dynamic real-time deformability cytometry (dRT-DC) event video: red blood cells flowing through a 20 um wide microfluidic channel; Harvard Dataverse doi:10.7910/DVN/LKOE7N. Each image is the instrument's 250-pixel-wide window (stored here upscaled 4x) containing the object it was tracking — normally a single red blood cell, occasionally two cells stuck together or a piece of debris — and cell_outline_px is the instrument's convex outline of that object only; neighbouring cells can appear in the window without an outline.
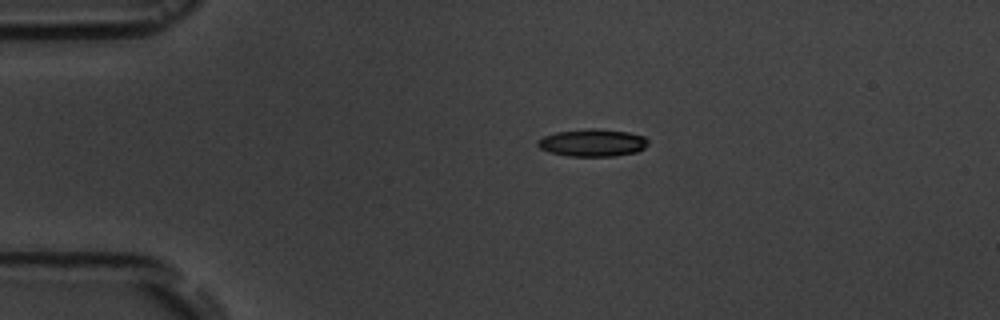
{"species": "common noctule bat (a hibernating species)", "species_latin": "Nyctalus noctula", "temperature_condition": "room temperature", "stored_images_in_passage": 4, "camera_frame_rate_fps": 3000, "um_per_image_px": 0.085, "animal": {"sex": "male", "body_mass_g": 19.5, "forearm_length_mm": 54.6}, "frame": {"image": 1, "passage_image": 1, "time_ms": 0.0, "image_size_px": [1000, 320], "cell_outline_px": [[648, 144], [644, 148], [636, 152], [616, 156], [568, 156], [548, 152], [540, 148], [536, 144], [536, 140], [544, 136], [556, 132], [588, 128], [596, 128], [628, 132], [644, 136], [648, 140]], "centroid_in_image_um": [50.35, 12.13], "position_along_channel_um": 34.7, "area_um2": 17.8}}
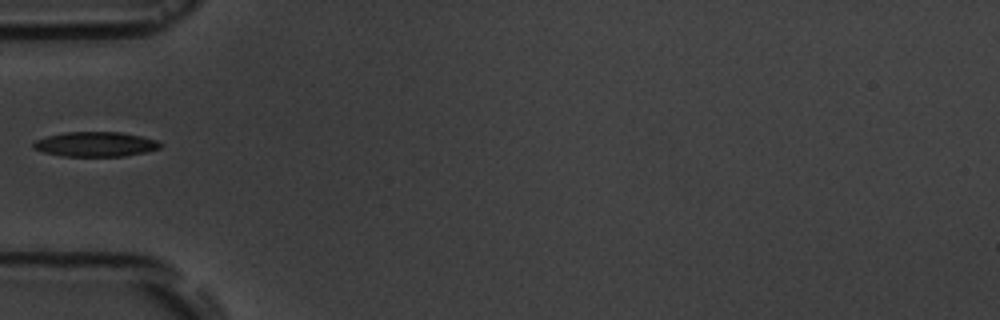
{"frame": {"image": 2, "passage_image": 3, "time_ms": 2.333, "image_size_px": [1000, 320], "cell_outline_px": [[164, 144], [160, 148], [148, 152], [124, 156], [64, 156], [44, 152], [32, 148], [32, 144], [36, 140], [44, 136], [64, 132], [120, 132], [160, 140]], "centroid_in_image_um": [8.15, 12.25], "position_along_channel_um": 76.9, "area_um2": 18.55}}
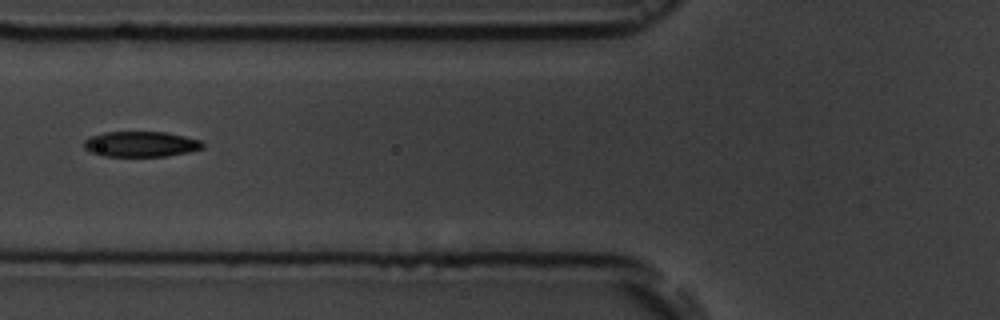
{"frame": {"image": 3, "passage_image": 4, "time_ms": 3.333, "image_size_px": [1000, 320], "cell_outline_px": [[204, 148], [188, 152], [164, 156], [104, 156], [92, 152], [84, 148], [84, 140], [92, 136], [104, 132], [164, 132], [184, 136], [200, 140], [204, 144]], "centroid_in_image_um": [11.98, 12.25], "position_along_channel_um": 113.8, "area_um2": 17.46}}